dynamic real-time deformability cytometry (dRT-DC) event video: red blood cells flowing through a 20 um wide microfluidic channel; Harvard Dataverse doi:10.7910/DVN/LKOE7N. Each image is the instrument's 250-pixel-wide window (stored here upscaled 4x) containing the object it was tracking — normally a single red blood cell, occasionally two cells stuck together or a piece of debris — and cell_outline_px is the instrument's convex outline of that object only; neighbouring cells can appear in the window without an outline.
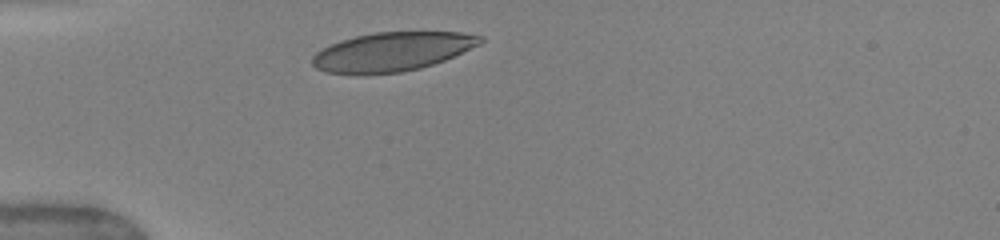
{"species": "human", "species_latin": "Homo sapiens", "temperature_condition": "warm", "stored_images_in_passage": 6, "camera_frame_rate_fps": 3000, "um_per_image_px": 0.085, "donor": {"sex": "female"}, "frame": {"image": 1, "passage_image": 1, "time_ms": 0.0, "image_size_px": [1000, 240], "cell_outline_px": [[484, 40], [480, 44], [444, 60], [420, 68], [400, 72], [328, 72], [316, 68], [312, 64], [312, 56], [316, 52], [340, 40], [356, 36], [376, 32], [460, 32], [484, 36]], "centroid_in_image_um": [33.38, 4.36], "position_along_channel_um": 51.6, "area_um2": 37.22}}